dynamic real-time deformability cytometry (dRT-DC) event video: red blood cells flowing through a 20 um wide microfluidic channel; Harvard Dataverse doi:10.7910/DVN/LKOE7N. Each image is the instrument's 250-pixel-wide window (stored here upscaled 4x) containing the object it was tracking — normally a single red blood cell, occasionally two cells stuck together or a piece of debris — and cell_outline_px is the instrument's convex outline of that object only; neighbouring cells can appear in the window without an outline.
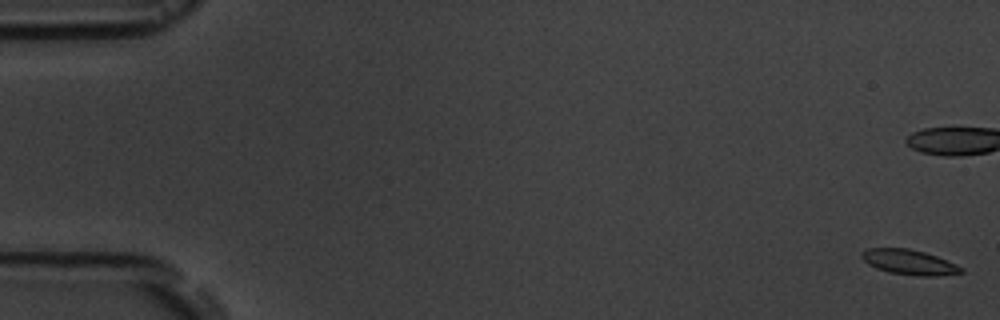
{"species": "common noctule bat (a hibernating species)", "species_latin": "Nyctalus noctula", "temperature_condition": "room temperature", "stored_images_in_passage": 5, "camera_frame_rate_fps": 3000, "um_per_image_px": 0.085, "animal": {"sex": "male", "body_mass_g": 19.5, "forearm_length_mm": 54.6}, "frame": {"image": 1, "passage_image": 1, "time_ms": 0.0, "image_size_px": [1000, 320], "cell_outline_px": [[964, 272], [936, 276], [916, 276], [888, 272], [876, 268], [868, 264], [860, 256], [860, 252], [868, 248], [908, 248], [924, 252], [936, 256], [956, 264], [964, 268]], "centroid_in_image_um": [77.26, 22.28], "position_along_channel_um": 7.7, "area_um2": 14.57}}